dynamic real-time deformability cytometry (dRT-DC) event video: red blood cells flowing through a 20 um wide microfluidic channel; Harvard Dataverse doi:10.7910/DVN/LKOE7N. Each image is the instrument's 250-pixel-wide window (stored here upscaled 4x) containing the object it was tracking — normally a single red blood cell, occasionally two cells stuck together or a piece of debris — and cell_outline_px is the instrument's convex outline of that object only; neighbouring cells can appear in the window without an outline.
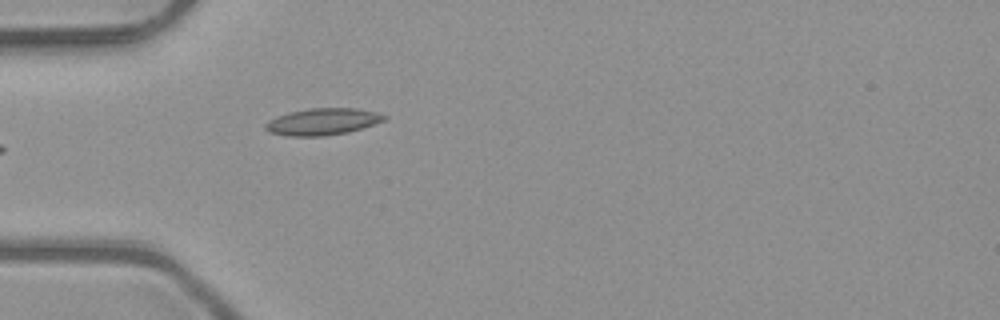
{"species": "common noctule bat (a hibernating species)", "species_latin": "Nyctalus noctula", "temperature_condition": "room temperature", "stored_images_in_passage": 6, "camera_frame_rate_fps": 3000, "um_per_image_px": 0.085, "animal": {"sex": "male", "body_mass_g": 23.1, "forearm_length_mm": 52.7}, "frame": {"image": 1, "passage_image": 6, "time_ms": 1.667, "image_size_px": [1000, 320], "cell_outline_px": [[388, 116], [384, 120], [348, 132], [324, 136], [288, 136], [268, 132], [264, 128], [264, 124], [268, 120], [276, 116], [288, 112], [308, 108], [356, 108], [376, 112]], "centroid_in_image_um": [27.35, 10.33], "position_along_channel_um": 57.6, "area_um2": 18.55}}